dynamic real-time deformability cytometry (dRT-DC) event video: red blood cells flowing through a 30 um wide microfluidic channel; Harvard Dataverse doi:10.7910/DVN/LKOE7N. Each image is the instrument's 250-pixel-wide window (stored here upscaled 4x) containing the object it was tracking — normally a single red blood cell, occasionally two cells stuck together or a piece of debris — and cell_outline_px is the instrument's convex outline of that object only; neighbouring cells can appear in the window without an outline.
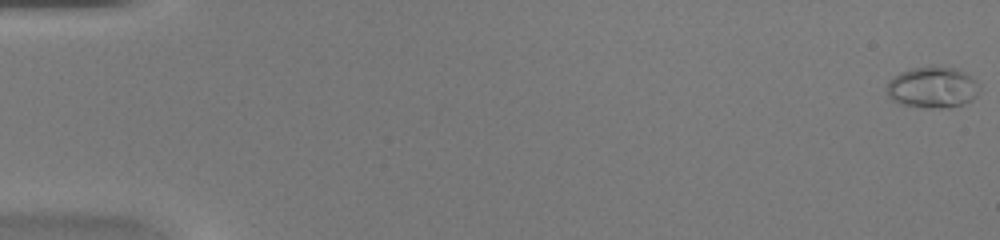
{"species": "common noctule bat (a hibernating species)", "species_latin": "Nyctalus noctula", "temperature_condition": "warm", "stored_images_in_passage": 46, "camera_frame_rate_fps": 3000, "um_per_image_px": 0.085, "animal": {"sex": "female", "body_mass_g": 20.0, "forearm_length_mm": 54.0}, "frame": {"image": 1, "passage_image": 1, "time_ms": 0.0, "image_size_px": [1000, 240], "cell_outline_px": [[980, 88], [976, 96], [972, 100], [964, 104], [948, 108], [932, 108], [900, 104], [892, 100], [888, 96], [888, 80], [892, 76], [900, 72], [912, 68], [956, 68], [972, 76], [980, 84]], "centroid_in_image_um": [79.29, 7.45], "position_along_channel_um": 5.7, "area_um2": 22.2}}
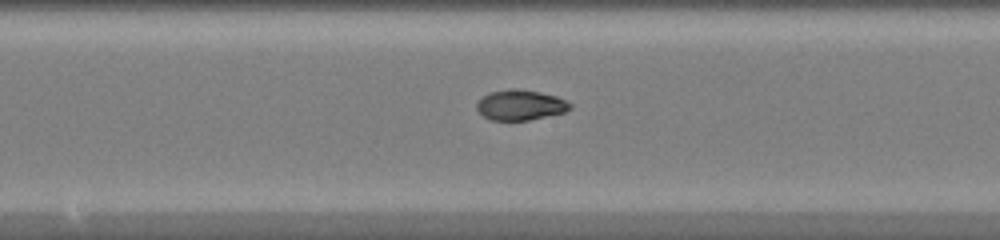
{"frame": {"image": 2, "passage_image": 25, "time_ms": 8.0, "image_size_px": [1000, 240], "cell_outline_px": [[572, 108], [564, 112], [528, 120], [492, 120], [484, 116], [476, 108], [476, 104], [488, 92], [540, 92], [556, 96], [572, 104]], "centroid_in_image_um": [44.26, 8.98], "position_along_channel_um": 203.9, "area_um2": 15.55}}
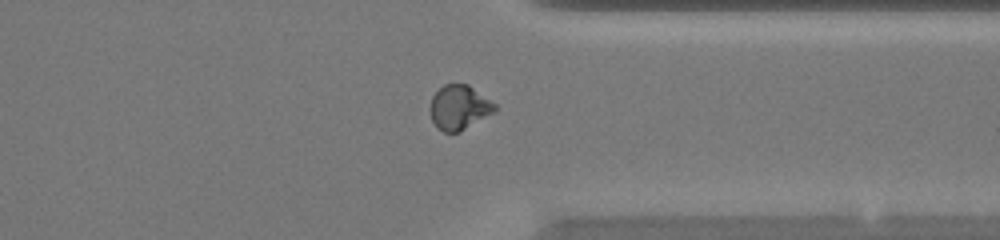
{"frame": {"image": 3, "passage_image": 36, "time_ms": 11.667, "image_size_px": [1000, 240], "cell_outline_px": [[496, 112], [460, 132], [444, 132], [436, 128], [432, 120], [428, 108], [432, 96], [444, 84], [468, 84], [496, 104]], "centroid_in_image_um": [39.02, 9.15], "position_along_channel_um": 372.4, "area_um2": 17.05}}